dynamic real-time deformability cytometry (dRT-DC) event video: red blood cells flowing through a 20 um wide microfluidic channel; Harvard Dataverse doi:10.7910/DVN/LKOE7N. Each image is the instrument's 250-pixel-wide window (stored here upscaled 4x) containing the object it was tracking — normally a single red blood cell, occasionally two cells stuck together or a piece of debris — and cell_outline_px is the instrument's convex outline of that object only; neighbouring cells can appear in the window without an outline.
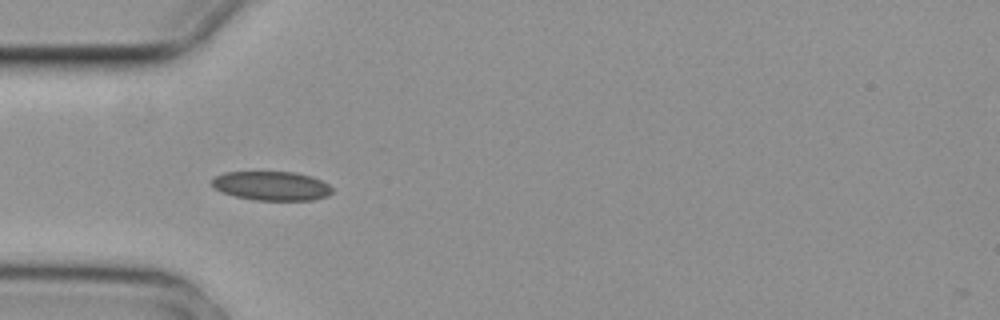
{"species": "common noctule bat (a hibernating species)", "species_latin": "Nyctalus noctula", "temperature_condition": "cold", "stored_images_in_passage": 8, "camera_frame_rate_fps": 3000, "um_per_image_px": 0.085, "animal": {"sex": "female", "body_mass_g": 29.2, "forearm_length_mm": 56.3}, "frame": {"image": 1, "passage_image": 4, "time_ms": 1.0, "image_size_px": [1000, 320], "cell_outline_px": [[332, 192], [328, 196], [312, 200], [256, 200], [236, 196], [224, 192], [216, 188], [212, 184], [212, 180], [216, 176], [224, 172], [296, 172], [312, 176], [328, 184], [332, 188]], "centroid_in_image_um": [23.13, 15.79], "position_along_channel_um": 61.9, "area_um2": 20.23}}
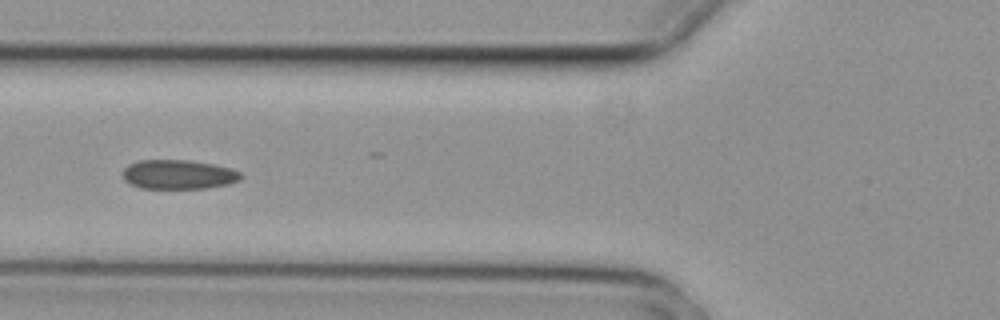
{"frame": {"image": 2, "passage_image": 5, "time_ms": 1.333, "image_size_px": [1000, 320], "cell_outline_px": [[244, 176], [240, 180], [228, 184], [208, 188], [140, 188], [124, 180], [124, 168], [128, 164], [140, 160], [188, 160], [212, 164], [232, 168], [240, 172]], "centroid_in_image_um": [15.2, 14.83], "position_along_channel_um": 110.6, "area_um2": 20.17}}
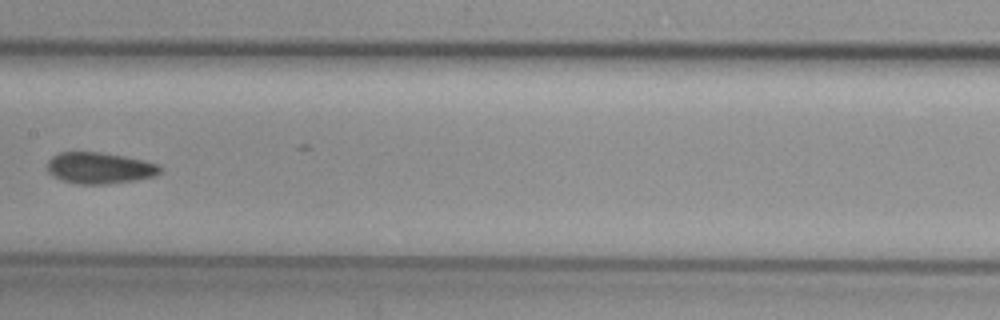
{"frame": {"image": 3, "passage_image": 7, "time_ms": 2.0, "image_size_px": [1000, 320], "cell_outline_px": [[164, 168], [156, 176], [136, 180], [108, 184], [80, 184], [64, 180], [52, 176], [48, 172], [48, 160], [52, 156], [60, 152], [100, 152], [124, 156], [144, 160], [156, 164]], "centroid_in_image_um": [8.49, 14.28], "position_along_channel_um": 198.9, "area_um2": 20.63}}